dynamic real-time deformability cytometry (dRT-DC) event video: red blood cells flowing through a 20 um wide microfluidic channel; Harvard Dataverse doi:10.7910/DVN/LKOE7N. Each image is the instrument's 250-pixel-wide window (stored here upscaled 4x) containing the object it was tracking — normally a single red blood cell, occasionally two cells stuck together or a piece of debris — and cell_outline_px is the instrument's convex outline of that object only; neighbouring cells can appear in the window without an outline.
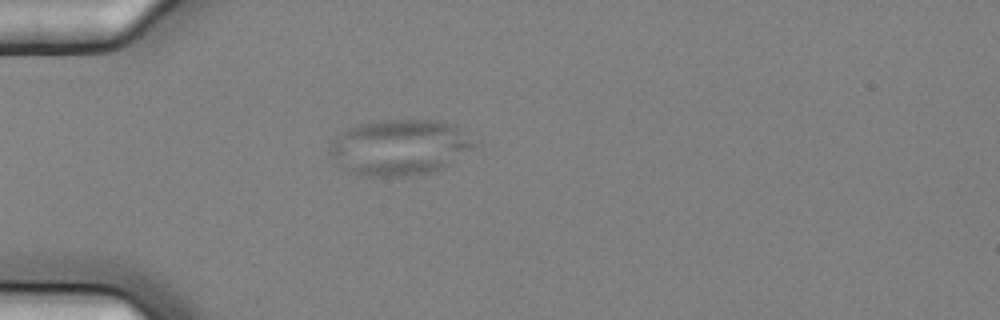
{"species": "common noctule bat (a hibernating species)", "species_latin": "Nyctalus noctula", "temperature_condition": "cold", "stored_images_in_passage": 1, "camera_frame_rate_fps": 3000, "um_per_image_px": 0.085, "animal": {"sex": "female", "body_mass_g": 25.1}, "frame": {"image": 1, "passage_image": 1, "time_ms": 0.0, "image_size_px": [1000, 320], "cell_outline_px": [[480, 144], [440, 168], [428, 172], [408, 176], [360, 176], [348, 168], [328, 152], [328, 148], [332, 140], [340, 132], [356, 124], [380, 120], [440, 120], [456, 124]], "centroid_in_image_um": [34.0, 12.48], "position_along_channel_um": 51.0, "area_um2": 46.7}}